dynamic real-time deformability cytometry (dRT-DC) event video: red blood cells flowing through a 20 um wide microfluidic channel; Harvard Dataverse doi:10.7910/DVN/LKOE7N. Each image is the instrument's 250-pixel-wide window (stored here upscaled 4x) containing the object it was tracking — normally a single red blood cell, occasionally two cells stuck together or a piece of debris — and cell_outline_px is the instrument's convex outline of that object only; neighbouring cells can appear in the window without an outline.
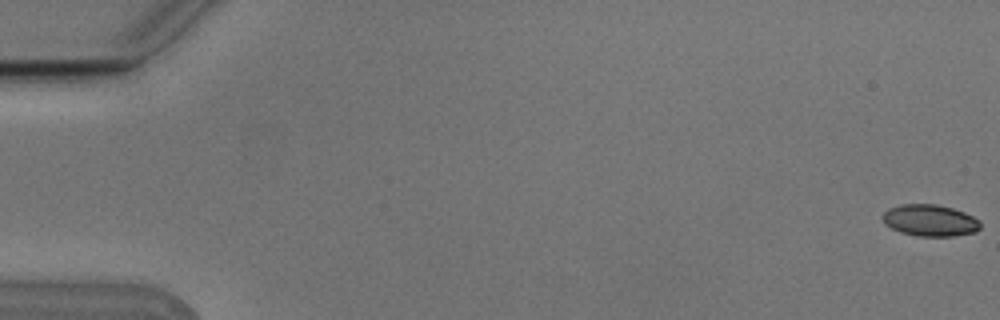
{"species": "Egyptian fruit bat (a non-hibernating species)", "species_latin": "Rousettus aegyptiacus", "temperature_condition": "cold", "stored_images_in_passage": 8, "camera_frame_rate_fps": 3000, "um_per_image_px": 0.085, "animal": {"sex": "male"}, "frame": {"image": 1, "passage_image": 1, "time_ms": 0.0, "image_size_px": [1000, 320], "cell_outline_px": [[980, 228], [976, 232], [952, 236], [916, 236], [900, 232], [884, 224], [880, 216], [888, 208], [900, 204], [936, 204], [952, 208], [964, 212], [980, 220]], "centroid_in_image_um": [79.02, 18.73], "position_along_channel_um": 6.0, "area_um2": 18.21}}
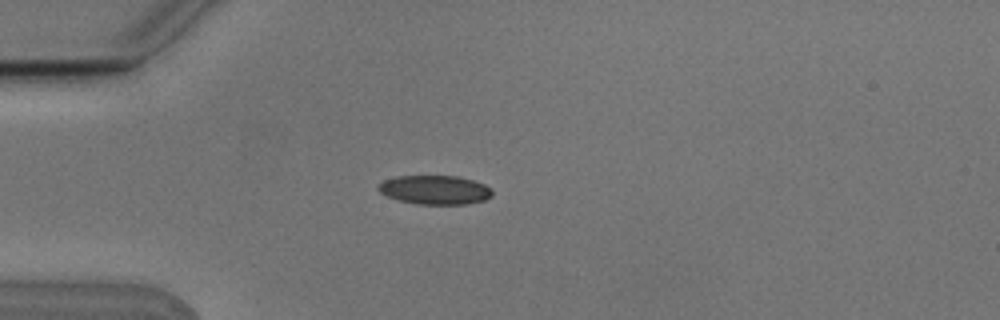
{"frame": {"image": 2, "passage_image": 5, "time_ms": 1.333, "image_size_px": [1000, 320], "cell_outline_px": [[492, 196], [484, 200], [468, 204], [416, 204], [400, 200], [388, 196], [380, 192], [376, 188], [384, 180], [396, 176], [456, 176], [472, 180], [484, 184], [492, 188]], "centroid_in_image_um": [36.98, 16.14], "position_along_channel_um": 48.0, "area_um2": 19.19}}
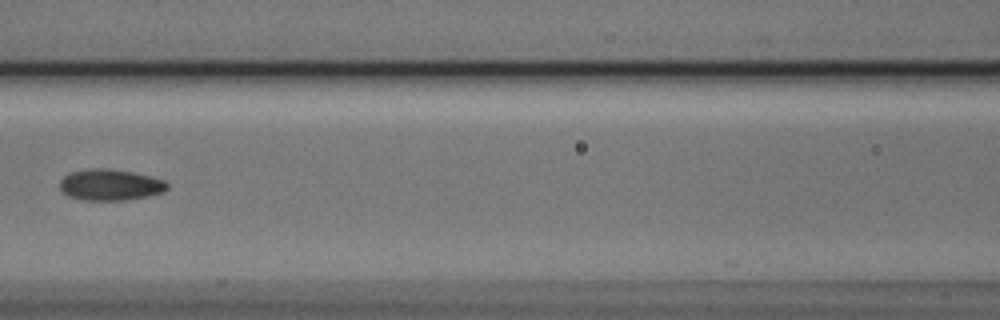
{"frame": {"image": 3, "passage_image": 8, "time_ms": 2.333, "image_size_px": [1000, 320], "cell_outline_px": [[168, 188], [164, 192], [148, 196], [124, 200], [84, 200], [68, 196], [60, 188], [60, 180], [64, 176], [72, 172], [92, 168], [108, 168], [132, 172], [164, 180], [168, 184]], "centroid_in_image_um": [9.37, 15.71], "position_along_channel_um": 157.2, "area_um2": 19.42}}